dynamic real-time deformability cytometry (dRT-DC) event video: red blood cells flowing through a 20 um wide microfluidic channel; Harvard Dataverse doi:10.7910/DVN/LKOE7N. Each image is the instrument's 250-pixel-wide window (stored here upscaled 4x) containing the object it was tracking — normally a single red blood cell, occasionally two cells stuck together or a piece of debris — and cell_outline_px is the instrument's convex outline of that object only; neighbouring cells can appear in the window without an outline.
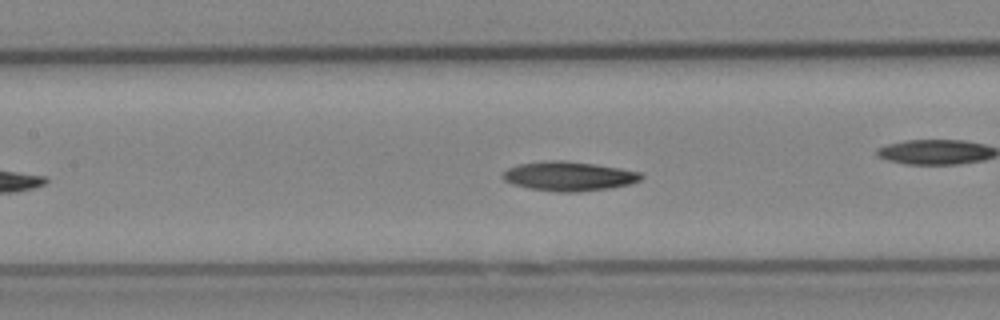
{"species": "Egyptian fruit bat (a non-hibernating species)", "species_latin": "Rousettus aegyptiacus", "temperature_condition": "cold", "stored_images_in_passage": 27, "camera_frame_rate_fps": 3000, "um_per_image_px": 0.085, "animal": {"sex": "female"}, "frame": {"image": 1, "passage_image": 8, "time_ms": 2.333, "image_size_px": [1000, 320], "cell_outline_px": [[644, 176], [640, 180], [632, 184], [608, 188], [576, 192], [556, 192], [528, 188], [512, 184], [504, 180], [500, 176], [508, 168], [516, 164], [548, 160], [564, 160], [596, 164], [620, 168], [640, 172]], "centroid_in_image_um": [48.33, 14.97], "position_along_channel_um": 159.1, "area_um2": 23.87}}